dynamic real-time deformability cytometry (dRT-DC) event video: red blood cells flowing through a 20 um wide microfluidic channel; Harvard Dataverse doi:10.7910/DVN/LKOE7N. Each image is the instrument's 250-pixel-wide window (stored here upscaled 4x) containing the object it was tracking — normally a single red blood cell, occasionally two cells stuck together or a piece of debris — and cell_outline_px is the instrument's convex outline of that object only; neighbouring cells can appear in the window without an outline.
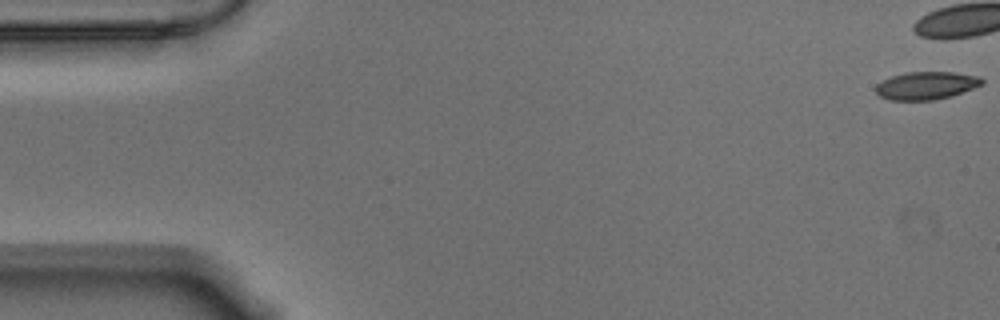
{"species": "Egyptian fruit bat (a non-hibernating species)", "species_latin": "Rousettus aegyptiacus", "temperature_condition": "warm", "stored_images_in_passage": 14, "camera_frame_rate_fps": 3000, "um_per_image_px": 0.085, "animal": {"sex": "male"}, "frame": {"image": 1, "passage_image": 1, "time_ms": 0.0, "image_size_px": [1000, 320], "cell_outline_px": [[984, 84], [952, 96], [932, 100], [888, 100], [880, 96], [876, 92], [876, 84], [892, 76], [908, 72], [952, 72], [980, 76], [984, 80]], "centroid_in_image_um": [78.76, 7.27], "position_along_channel_um": 6.2, "area_um2": 17.22}}